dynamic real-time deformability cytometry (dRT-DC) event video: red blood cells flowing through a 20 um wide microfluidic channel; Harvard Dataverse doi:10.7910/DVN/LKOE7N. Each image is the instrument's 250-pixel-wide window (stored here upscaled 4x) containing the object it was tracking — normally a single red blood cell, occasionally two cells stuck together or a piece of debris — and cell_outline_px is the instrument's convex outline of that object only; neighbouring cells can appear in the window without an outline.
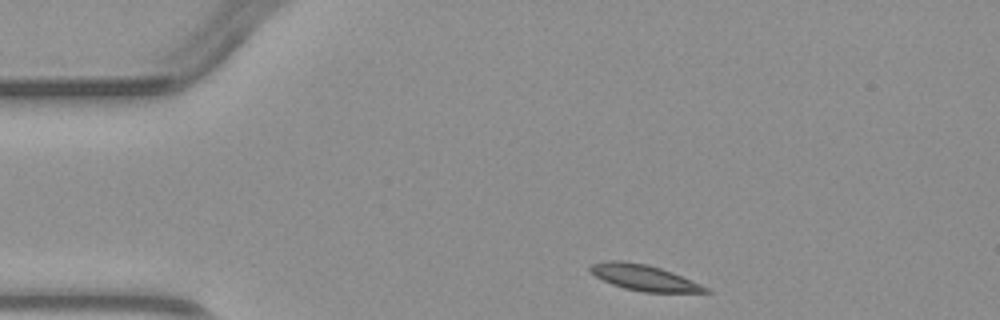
{"species": "common noctule bat (a hibernating species)", "species_latin": "Nyctalus noctula", "temperature_condition": "warm", "stored_images_in_passage": 3, "camera_frame_rate_fps": 3000, "um_per_image_px": 0.085, "animal": {"sex": "male", "body_mass_g": 23.1, "forearm_length_mm": 52.7}, "frame": {"image": 1, "passage_image": 1, "time_ms": 0.0, "image_size_px": [1000, 320], "cell_outline_px": [[712, 292], [644, 292], [624, 288], [612, 284], [596, 276], [588, 268], [592, 264], [604, 260], [620, 260], [644, 264], [660, 268], [672, 272], [700, 284], [708, 288]], "centroid_in_image_um": [54.72, 23.59], "position_along_channel_um": 30.3, "area_um2": 17.05}}
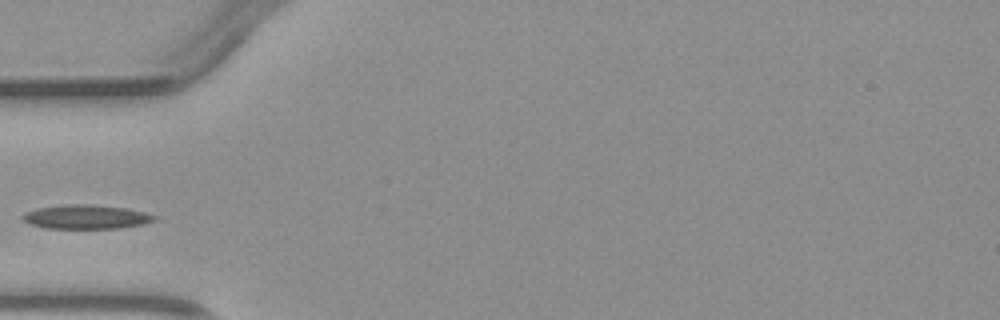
{"frame": {"image": 2, "passage_image": 3, "time_ms": 2.333, "image_size_px": [1000, 320], "cell_outline_px": [[156, 220], [144, 224], [120, 228], [44, 228], [32, 224], [24, 220], [20, 216], [24, 212], [36, 208], [64, 204], [88, 204], [128, 208], [144, 212], [156, 216]], "centroid_in_image_um": [7.31, 18.42], "position_along_channel_um": 77.7, "area_um2": 18.55}}